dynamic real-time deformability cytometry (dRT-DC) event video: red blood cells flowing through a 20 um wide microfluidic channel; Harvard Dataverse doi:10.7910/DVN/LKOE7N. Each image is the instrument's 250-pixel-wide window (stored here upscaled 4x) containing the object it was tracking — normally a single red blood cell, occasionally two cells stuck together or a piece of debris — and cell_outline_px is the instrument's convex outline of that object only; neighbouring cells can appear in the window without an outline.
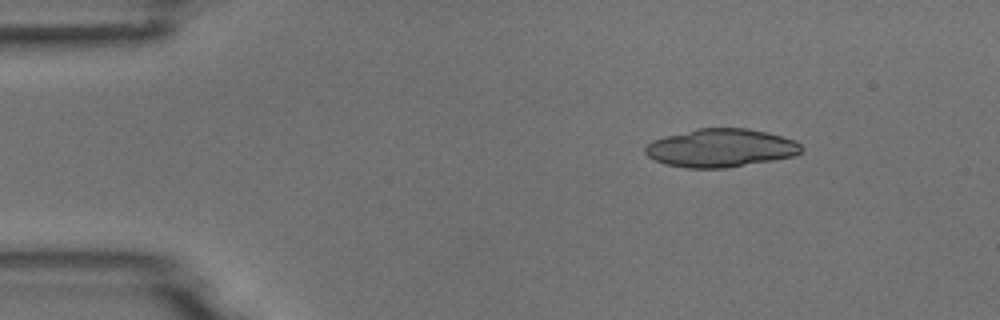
{"species": "common noctule bat (a hibernating species)", "species_latin": "Nyctalus noctula", "temperature_condition": "room temperature", "stored_images_in_passage": 4, "camera_frame_rate_fps": 3000, "um_per_image_px": 0.085, "animal": {"sex": "male", "body_mass_g": 18.8}, "frame": {"image": 1, "passage_image": 2, "time_ms": 0.333, "image_size_px": [1000, 320], "cell_outline_px": [[804, 148], [800, 152], [792, 156], [772, 160], [724, 168], [684, 168], [664, 164], [648, 156], [644, 152], [644, 148], [652, 140], [664, 136], [696, 128], [748, 128], [768, 132], [796, 140]], "centroid_in_image_um": [61.24, 12.57], "position_along_channel_um": 23.8, "area_um2": 34.91}}